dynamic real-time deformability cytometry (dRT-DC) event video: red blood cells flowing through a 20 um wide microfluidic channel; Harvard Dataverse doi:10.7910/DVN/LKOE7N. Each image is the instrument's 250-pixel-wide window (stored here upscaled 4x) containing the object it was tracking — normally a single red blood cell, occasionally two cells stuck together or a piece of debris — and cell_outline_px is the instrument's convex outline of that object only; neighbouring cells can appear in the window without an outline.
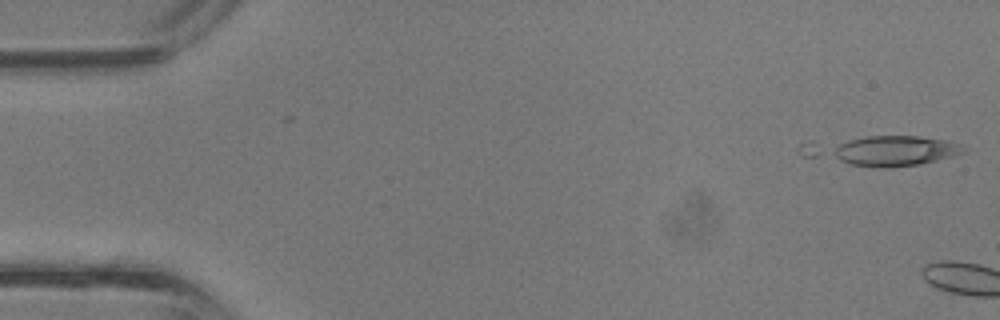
{"species": "common noctule bat (a hibernating species)", "species_latin": "Nyctalus noctula", "temperature_condition": "room temperature", "stored_images_in_passage": 2, "camera_frame_rate_fps": 3000, "um_per_image_px": 0.085, "animal": {"sex": "male", "body_mass_g": 13.3}, "frame": {"image": 1, "passage_image": 2, "time_ms": 0.333, "image_size_px": [1000, 320], "cell_outline_px": [[964, 152], [956, 156], [920, 164], [888, 168], [880, 168], [852, 164], [804, 156], [796, 152], [796, 148], [800, 144], [868, 136], [920, 136], [944, 140], [964, 144]], "centroid_in_image_um": [75.03, 12.8], "position_along_channel_um": 10.0, "area_um2": 28.03}}